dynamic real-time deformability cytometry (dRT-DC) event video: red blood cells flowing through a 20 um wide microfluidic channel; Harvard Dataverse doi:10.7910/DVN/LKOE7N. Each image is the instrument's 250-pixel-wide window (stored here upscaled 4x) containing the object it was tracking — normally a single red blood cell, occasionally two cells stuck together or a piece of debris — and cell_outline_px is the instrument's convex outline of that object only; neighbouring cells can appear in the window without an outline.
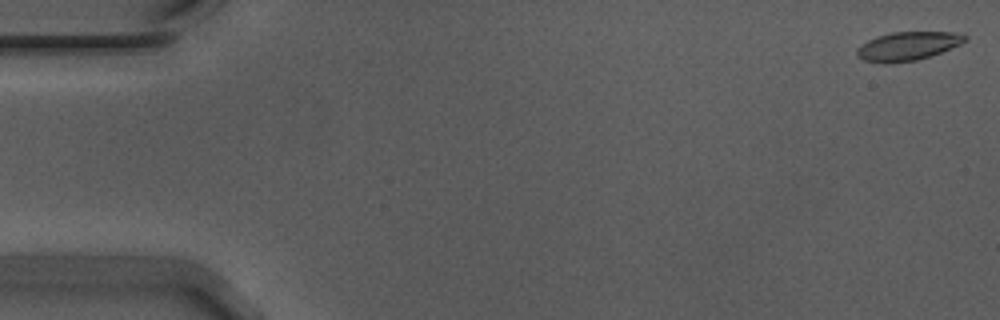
{"species": "Egyptian fruit bat (a non-hibernating species)", "species_latin": "Rousettus aegyptiacus", "temperature_condition": "warm", "stored_images_in_passage": 8, "camera_frame_rate_fps": 3000, "um_per_image_px": 0.085, "animal": {"sex": "male"}, "frame": {"image": 1, "passage_image": 1, "time_ms": 0.0, "image_size_px": [1000, 320], "cell_outline_px": [[968, 40], [960, 44], [940, 52], [916, 60], [884, 64], [864, 60], [856, 56], [856, 48], [860, 44], [876, 36], [892, 32], [964, 32], [968, 36]], "centroid_in_image_um": [77.15, 3.91], "position_along_channel_um": 7.9, "area_um2": 18.21}}